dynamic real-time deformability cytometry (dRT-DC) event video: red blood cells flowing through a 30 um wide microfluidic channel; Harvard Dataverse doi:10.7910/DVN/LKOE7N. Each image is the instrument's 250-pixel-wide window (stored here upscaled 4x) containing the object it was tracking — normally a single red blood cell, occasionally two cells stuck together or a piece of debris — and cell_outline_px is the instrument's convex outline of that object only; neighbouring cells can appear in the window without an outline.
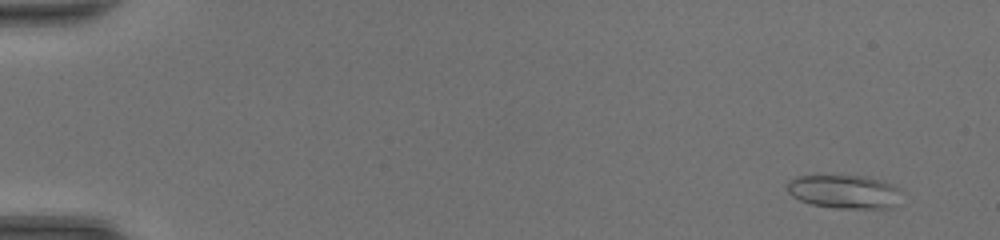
{"species": "common noctule bat (a hibernating species)", "species_latin": "Nyctalus noctula", "temperature_condition": "room temperature", "stored_images_in_passage": 47, "camera_frame_rate_fps": 3000, "um_per_image_px": 0.085, "animal": {"sex": "female", "body_mass_g": 20.0, "forearm_length_mm": 54.0}, "frame": {"image": 1, "passage_image": 2, "time_ms": 0.333, "image_size_px": [1000, 240], "cell_outline_px": [[896, 188], [888, 208], [840, 208], [812, 204], [800, 200], [792, 196], [788, 192], [788, 180], [796, 176], [864, 176], [880, 180], [892, 184]], "centroid_in_image_um": [71.59, 16.27], "position_along_channel_um": 13.4, "area_um2": 21.33}}
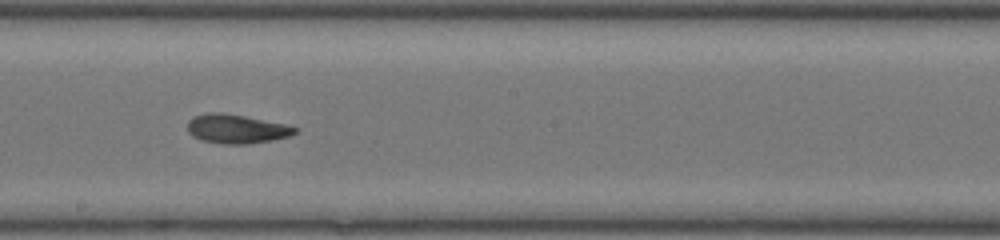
{"frame": {"image": 2, "passage_image": 27, "time_ms": 8.667, "image_size_px": [1000, 240], "cell_outline_px": [[296, 132], [288, 136], [272, 140], [248, 144], [224, 144], [200, 140], [192, 136], [188, 132], [188, 120], [192, 116], [208, 112], [220, 112], [244, 116], [284, 124], [296, 128]], "centroid_in_image_um": [20.02, 10.95], "position_along_channel_um": 228.2, "area_um2": 18.09}}
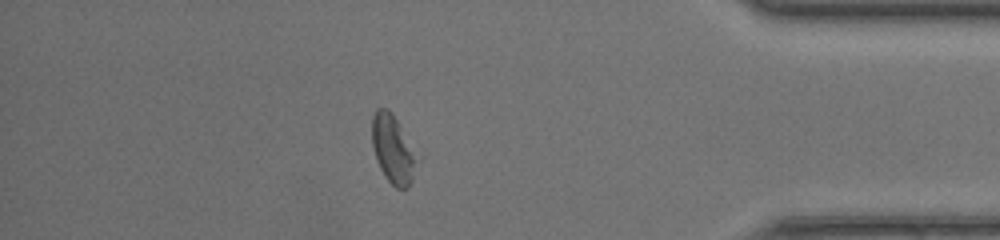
{"frame": {"image": 3, "passage_image": 41, "time_ms": 13.333, "image_size_px": [1000, 240], "cell_outline_px": [[412, 180], [404, 188], [396, 188], [384, 176], [376, 160], [372, 144], [372, 116], [376, 108], [388, 108], [396, 120], [412, 156]], "centroid_in_image_um": [33.25, 12.65], "position_along_channel_um": 402.0, "area_um2": 16.24}, "authors_computed_cell_mechanics": {"area_um2": 18.496, "velocity_mm_per_s": 4.3962, "shape_relaxation_time_tau1_ms": 5.2536, "shape_relaxation_time_tau2_ms": 2.9682, "deformation_change_tau1": 0.1691, "deformation_change_tau2": 0.095}}